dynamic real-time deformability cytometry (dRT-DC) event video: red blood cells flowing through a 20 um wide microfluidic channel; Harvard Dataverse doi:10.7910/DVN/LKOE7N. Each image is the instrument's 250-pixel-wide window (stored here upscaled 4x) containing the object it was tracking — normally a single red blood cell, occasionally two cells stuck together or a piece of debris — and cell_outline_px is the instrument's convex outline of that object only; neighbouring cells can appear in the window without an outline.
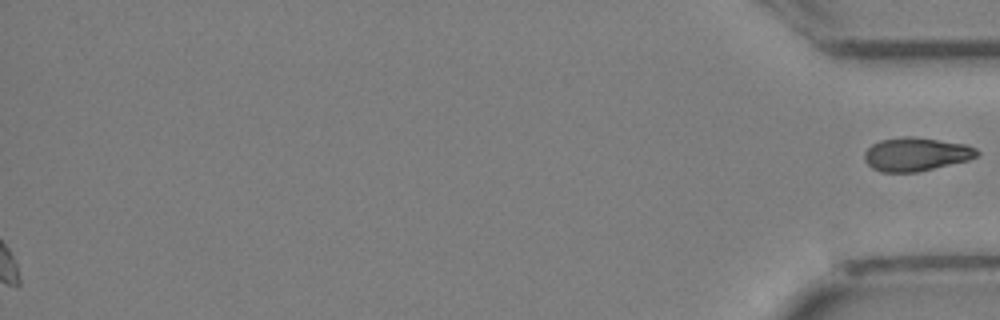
{"species": "Egyptian fruit bat (a non-hibernating species)", "species_latin": "Rousettus aegyptiacus", "temperature_condition": "cold", "stored_images_in_passage": 33, "segment_of_instrument_passage": [2, 2], "camera_frame_rate_fps": 3000, "um_per_image_px": 0.085, "animal": {"sex": "female"}, "frame": {"image": 1, "passage_image": 33, "time_ms": 10.667, "image_size_px": [1000, 320], "cell_outline_px": [[980, 156], [968, 160], [916, 172], [880, 172], [872, 168], [864, 160], [864, 152], [872, 144], [880, 140], [912, 136], [964, 144], [976, 148], [980, 152]], "centroid_in_image_um": [77.86, 13.12], "position_along_channel_um": 357.3, "area_um2": 21.85}}